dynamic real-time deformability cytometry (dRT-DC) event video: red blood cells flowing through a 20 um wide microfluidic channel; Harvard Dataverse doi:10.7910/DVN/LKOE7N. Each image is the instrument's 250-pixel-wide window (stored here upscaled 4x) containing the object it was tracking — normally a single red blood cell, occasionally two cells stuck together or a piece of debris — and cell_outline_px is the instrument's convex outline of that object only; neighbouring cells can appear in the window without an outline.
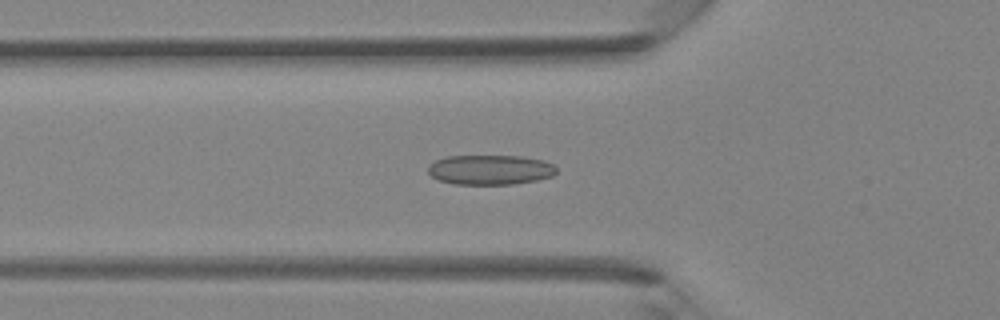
{"species": "Egyptian fruit bat (a non-hibernating species)", "species_latin": "Rousettus aegyptiacus", "temperature_condition": "room temperature", "stored_images_in_passage": 42, "camera_frame_rate_fps": 3000, "um_per_image_px": 0.085, "animal": {"sex": "female"}, "frame": {"image": 1, "passage_image": 14, "time_ms": 4.333, "image_size_px": [1000, 320], "cell_outline_px": [[556, 172], [552, 176], [536, 180], [512, 184], [456, 184], [440, 180], [432, 176], [428, 172], [428, 164], [436, 160], [448, 156], [520, 156], [540, 160], [552, 164], [556, 168]], "centroid_in_image_um": [41.64, 14.43], "position_along_channel_um": 84.2, "area_um2": 22.08}}
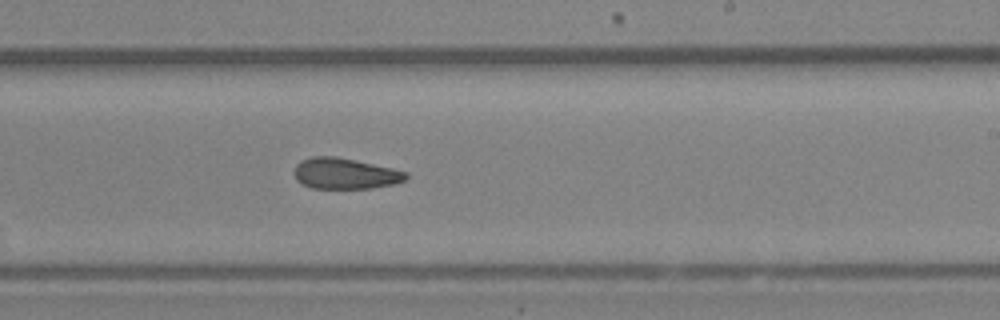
{"frame": {"image": 2, "passage_image": 25, "time_ms": 8.0, "image_size_px": [1000, 320], "cell_outline_px": [[408, 176], [404, 180], [392, 184], [372, 188], [312, 188], [296, 180], [296, 164], [300, 160], [312, 156], [336, 156], [392, 168], [408, 172]], "centroid_in_image_um": [29.33, 14.74], "position_along_channel_um": 259.7, "area_um2": 19.94}}
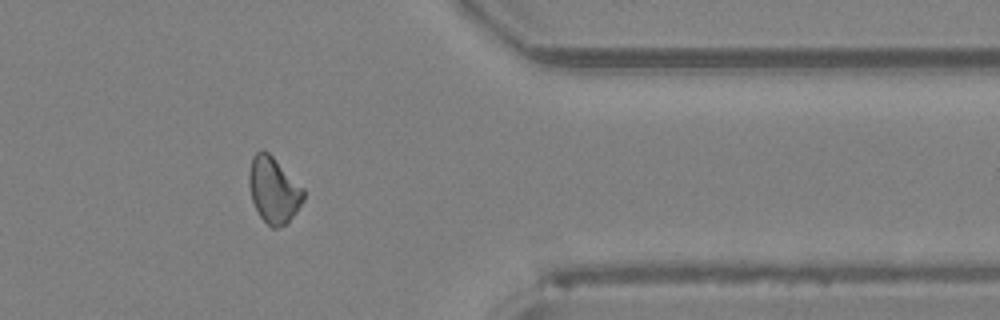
{"frame": {"image": 3, "passage_image": 34, "time_ms": 11.0, "image_size_px": [1000, 320], "cell_outline_px": [[304, 200], [296, 212], [284, 224], [276, 228], [272, 228], [260, 216], [252, 200], [248, 184], [248, 172], [252, 156], [256, 152], [268, 152], [304, 188]], "centroid_in_image_um": [23.25, 16.14], "position_along_channel_um": 388.2, "area_um2": 20.69}}